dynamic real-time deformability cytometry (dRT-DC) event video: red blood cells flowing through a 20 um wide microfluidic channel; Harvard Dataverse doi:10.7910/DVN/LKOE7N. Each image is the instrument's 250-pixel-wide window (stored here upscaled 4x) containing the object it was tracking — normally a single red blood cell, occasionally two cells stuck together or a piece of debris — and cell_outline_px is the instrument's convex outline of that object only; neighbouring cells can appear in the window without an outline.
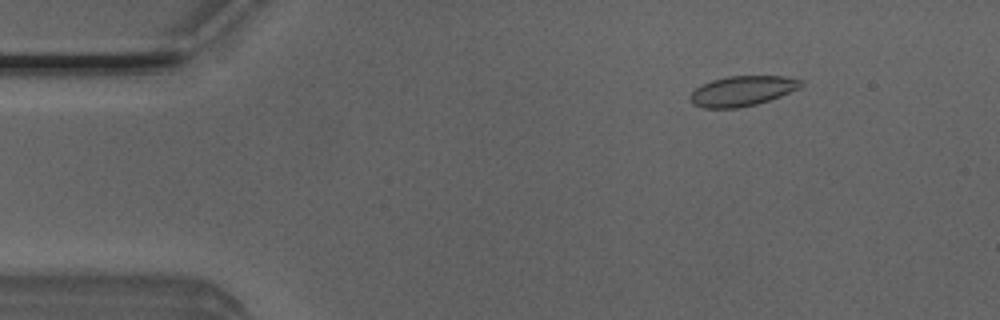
{"species": "Egyptian fruit bat (a non-hibernating species)", "species_latin": "Rousettus aegyptiacus", "temperature_condition": "room temperature", "stored_images_in_passage": 48, "camera_frame_rate_fps": 3000, "um_per_image_px": 0.085, "animal": {"sex": "male"}, "frame": {"image": 1, "passage_image": 4, "time_ms": 1.0, "image_size_px": [1000, 320], "cell_outline_px": [[804, 84], [800, 88], [780, 96], [756, 104], [736, 108], [704, 108], [692, 104], [688, 100], [688, 96], [696, 88], [712, 80], [728, 76], [784, 76], [800, 80]], "centroid_in_image_um": [63.06, 7.73], "position_along_channel_um": 21.9, "area_um2": 19.36}}
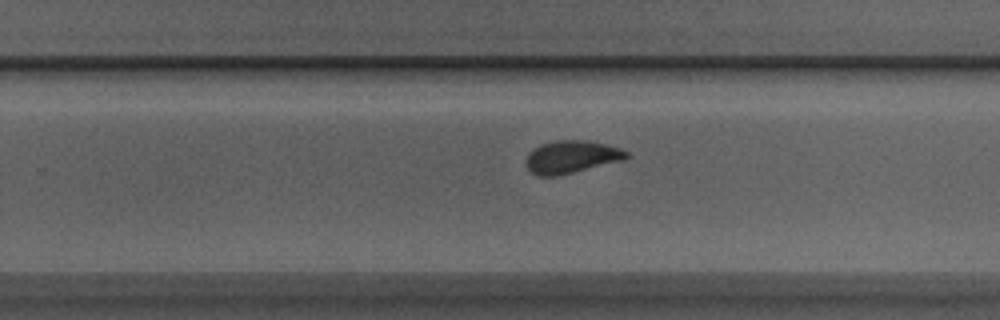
{"frame": {"image": 2, "passage_image": 29, "time_ms": 9.333, "image_size_px": [1000, 320], "cell_outline_px": [[628, 156], [624, 160], [556, 176], [536, 176], [528, 172], [524, 164], [524, 160], [528, 152], [532, 148], [540, 144], [556, 140], [588, 140], [620, 148], [628, 152]], "centroid_in_image_um": [48.48, 13.34], "position_along_channel_um": 281.3, "area_um2": 19.42}}
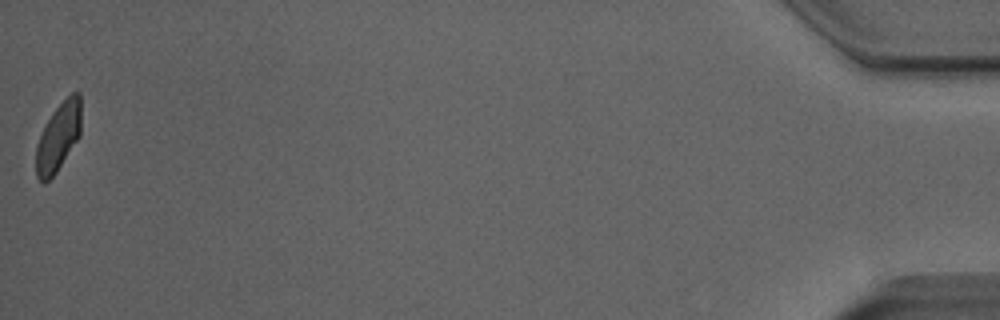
{"frame": {"image": 3, "passage_image": 48, "time_ms": 15.667, "image_size_px": [1000, 320], "cell_outline_px": [[80, 136], [56, 172], [44, 184], [36, 176], [36, 144], [52, 112], [72, 92], [80, 92]], "centroid_in_image_um": [4.96, 11.66], "position_along_channel_um": 430.2, "area_um2": 17.69}, "authors_computed_cell_mechanics": {"area_um2": 19.2474, "velocity_mm_per_s": 4.0002, "shape_relaxation_time_tau1_ms": 4.9519, "shape_relaxation_time_tau2_ms": null, "deformation_change_tau1": 0.1295, "deformation_change_tau2": null}}